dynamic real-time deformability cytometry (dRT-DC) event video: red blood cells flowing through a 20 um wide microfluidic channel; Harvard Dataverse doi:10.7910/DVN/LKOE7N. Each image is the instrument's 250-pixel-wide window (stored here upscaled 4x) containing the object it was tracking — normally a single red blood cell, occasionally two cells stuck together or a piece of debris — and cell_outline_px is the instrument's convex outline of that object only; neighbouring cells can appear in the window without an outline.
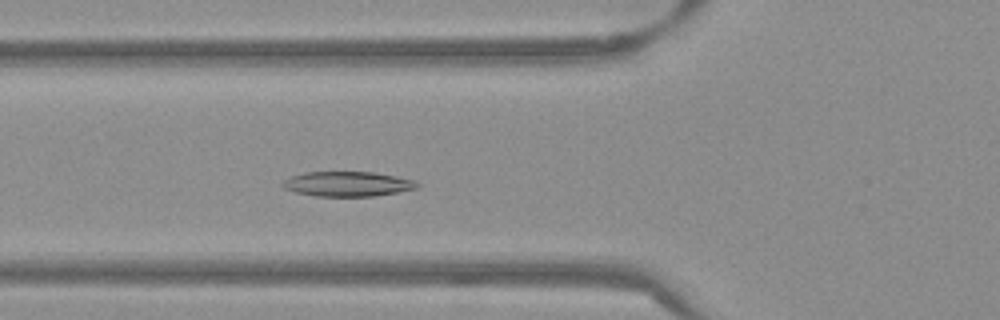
{"species": "Egyptian fruit bat (a non-hibernating species)", "species_latin": "Rousettus aegyptiacus", "temperature_condition": "warm", "stored_images_in_passage": 51, "camera_frame_rate_fps": 3000, "um_per_image_px": 0.085, "frame": {"image": 1, "passage_image": 17, "time_ms": 5.333, "image_size_px": [1000, 320], "cell_outline_px": [[420, 188], [372, 196], [316, 196], [296, 192], [284, 188], [280, 184], [284, 180], [292, 176], [304, 172], [372, 172], [396, 176], [416, 180], [420, 184]], "centroid_in_image_um": [29.57, 15.63], "position_along_channel_um": 96.2, "area_um2": 19.48}}
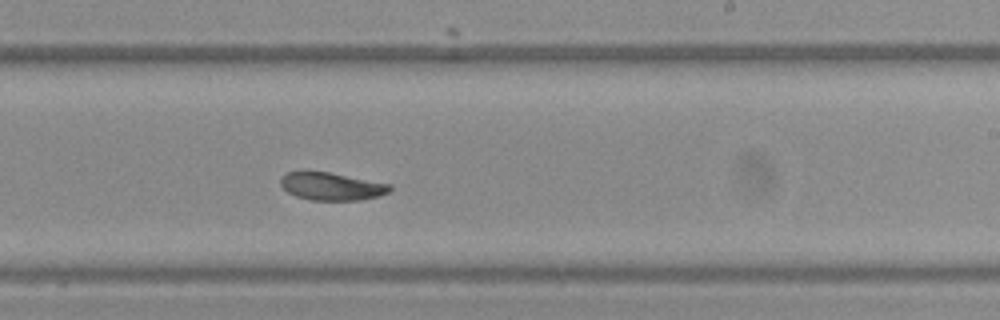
{"frame": {"image": 2, "passage_image": 30, "time_ms": 9.667, "image_size_px": [1000, 320], "cell_outline_px": [[392, 188], [388, 192], [380, 196], [360, 200], [312, 200], [296, 196], [288, 192], [280, 184], [280, 176], [288, 172], [304, 168], [328, 172], [392, 184]], "centroid_in_image_um": [28.14, 15.8], "position_along_channel_um": 260.9, "area_um2": 18.15}}
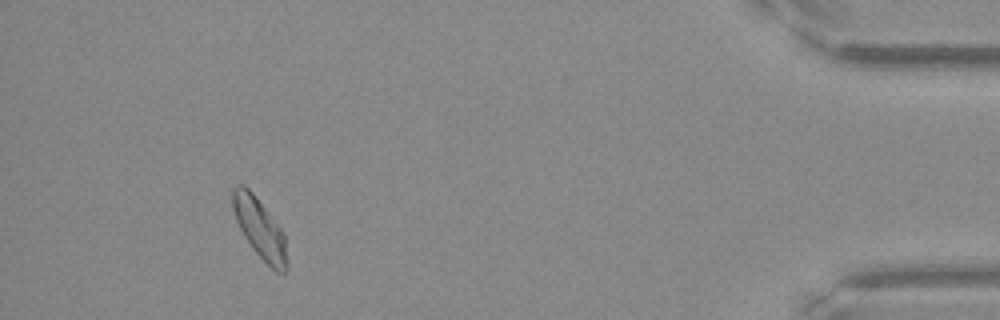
{"frame": {"image": 3, "passage_image": 47, "time_ms": 15.333, "image_size_px": [1000, 320], "cell_outline_px": [[288, 268], [284, 272], [276, 272], [252, 248], [244, 236], [236, 220], [232, 208], [232, 188], [236, 184], [244, 184], [252, 192], [284, 232], [288, 264]], "centroid_in_image_um": [22.07, 19.4], "position_along_channel_um": 413.1, "area_um2": 18.9}, "authors_computed_cell_mechanics": {"area_um2": 18.9006, "velocity_mm_per_s": 3.793, "shape_relaxation_time_tau1_ms": 7.5964, "shape_relaxation_time_tau2_ms": 5.9831, "deformation_change_tau1": 0.1911, "deformation_change_tau2": 0.1198}}